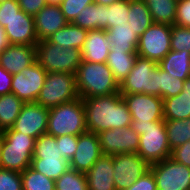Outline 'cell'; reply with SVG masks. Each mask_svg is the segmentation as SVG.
Returning a JSON list of instances; mask_svg holds the SVG:
<instances>
[{"instance_id": "1", "label": "cell", "mask_w": 190, "mask_h": 190, "mask_svg": "<svg viewBox=\"0 0 190 190\" xmlns=\"http://www.w3.org/2000/svg\"><path fill=\"white\" fill-rule=\"evenodd\" d=\"M82 100L86 127L89 132L98 134L108 129L131 126V113L119 92L111 95L82 98Z\"/></svg>"}, {"instance_id": "2", "label": "cell", "mask_w": 190, "mask_h": 190, "mask_svg": "<svg viewBox=\"0 0 190 190\" xmlns=\"http://www.w3.org/2000/svg\"><path fill=\"white\" fill-rule=\"evenodd\" d=\"M75 75L80 98L111 95L119 92V83L115 80L107 63L82 61Z\"/></svg>"}, {"instance_id": "3", "label": "cell", "mask_w": 190, "mask_h": 190, "mask_svg": "<svg viewBox=\"0 0 190 190\" xmlns=\"http://www.w3.org/2000/svg\"><path fill=\"white\" fill-rule=\"evenodd\" d=\"M87 131L82 98L49 108L47 134L54 137L79 136Z\"/></svg>"}, {"instance_id": "4", "label": "cell", "mask_w": 190, "mask_h": 190, "mask_svg": "<svg viewBox=\"0 0 190 190\" xmlns=\"http://www.w3.org/2000/svg\"><path fill=\"white\" fill-rule=\"evenodd\" d=\"M1 135L0 168L20 173L29 168L34 154L36 139L17 132L13 128L2 131Z\"/></svg>"}, {"instance_id": "5", "label": "cell", "mask_w": 190, "mask_h": 190, "mask_svg": "<svg viewBox=\"0 0 190 190\" xmlns=\"http://www.w3.org/2000/svg\"><path fill=\"white\" fill-rule=\"evenodd\" d=\"M119 93L149 94L160 97V67L155 61L137 56L133 69L119 84Z\"/></svg>"}, {"instance_id": "6", "label": "cell", "mask_w": 190, "mask_h": 190, "mask_svg": "<svg viewBox=\"0 0 190 190\" xmlns=\"http://www.w3.org/2000/svg\"><path fill=\"white\" fill-rule=\"evenodd\" d=\"M36 61L50 72H66L76 74L82 62L81 50L50 43L47 40L38 41L36 44Z\"/></svg>"}, {"instance_id": "7", "label": "cell", "mask_w": 190, "mask_h": 190, "mask_svg": "<svg viewBox=\"0 0 190 190\" xmlns=\"http://www.w3.org/2000/svg\"><path fill=\"white\" fill-rule=\"evenodd\" d=\"M131 127L140 136L137 153L149 165L171 156L165 120L153 121L151 125Z\"/></svg>"}, {"instance_id": "8", "label": "cell", "mask_w": 190, "mask_h": 190, "mask_svg": "<svg viewBox=\"0 0 190 190\" xmlns=\"http://www.w3.org/2000/svg\"><path fill=\"white\" fill-rule=\"evenodd\" d=\"M79 97L76 75L66 72L47 73L44 86L36 99L43 107L52 108Z\"/></svg>"}, {"instance_id": "9", "label": "cell", "mask_w": 190, "mask_h": 190, "mask_svg": "<svg viewBox=\"0 0 190 190\" xmlns=\"http://www.w3.org/2000/svg\"><path fill=\"white\" fill-rule=\"evenodd\" d=\"M171 25L153 23L139 37L137 55L159 63L171 51Z\"/></svg>"}, {"instance_id": "10", "label": "cell", "mask_w": 190, "mask_h": 190, "mask_svg": "<svg viewBox=\"0 0 190 190\" xmlns=\"http://www.w3.org/2000/svg\"><path fill=\"white\" fill-rule=\"evenodd\" d=\"M131 113V126L151 125L153 121L164 120L163 99L149 94L122 95Z\"/></svg>"}, {"instance_id": "11", "label": "cell", "mask_w": 190, "mask_h": 190, "mask_svg": "<svg viewBox=\"0 0 190 190\" xmlns=\"http://www.w3.org/2000/svg\"><path fill=\"white\" fill-rule=\"evenodd\" d=\"M157 190H190V168L171 157L150 165Z\"/></svg>"}, {"instance_id": "12", "label": "cell", "mask_w": 190, "mask_h": 190, "mask_svg": "<svg viewBox=\"0 0 190 190\" xmlns=\"http://www.w3.org/2000/svg\"><path fill=\"white\" fill-rule=\"evenodd\" d=\"M46 70L35 61L21 72L12 75L11 93L24 103L36 102L41 88L44 86Z\"/></svg>"}, {"instance_id": "13", "label": "cell", "mask_w": 190, "mask_h": 190, "mask_svg": "<svg viewBox=\"0 0 190 190\" xmlns=\"http://www.w3.org/2000/svg\"><path fill=\"white\" fill-rule=\"evenodd\" d=\"M150 165L138 153L113 155V178L116 190H125L149 170Z\"/></svg>"}, {"instance_id": "14", "label": "cell", "mask_w": 190, "mask_h": 190, "mask_svg": "<svg viewBox=\"0 0 190 190\" xmlns=\"http://www.w3.org/2000/svg\"><path fill=\"white\" fill-rule=\"evenodd\" d=\"M103 155L137 153L140 136L131 126L108 129L97 134Z\"/></svg>"}, {"instance_id": "15", "label": "cell", "mask_w": 190, "mask_h": 190, "mask_svg": "<svg viewBox=\"0 0 190 190\" xmlns=\"http://www.w3.org/2000/svg\"><path fill=\"white\" fill-rule=\"evenodd\" d=\"M48 115L49 108L36 102L24 103L12 128L37 139L42 134L47 133Z\"/></svg>"}, {"instance_id": "16", "label": "cell", "mask_w": 190, "mask_h": 190, "mask_svg": "<svg viewBox=\"0 0 190 190\" xmlns=\"http://www.w3.org/2000/svg\"><path fill=\"white\" fill-rule=\"evenodd\" d=\"M102 155L98 135L84 132L78 136L76 151L69 161L70 168L86 173Z\"/></svg>"}, {"instance_id": "17", "label": "cell", "mask_w": 190, "mask_h": 190, "mask_svg": "<svg viewBox=\"0 0 190 190\" xmlns=\"http://www.w3.org/2000/svg\"><path fill=\"white\" fill-rule=\"evenodd\" d=\"M4 30L9 44L36 45L38 43L34 16L26 14L23 10L6 23Z\"/></svg>"}, {"instance_id": "18", "label": "cell", "mask_w": 190, "mask_h": 190, "mask_svg": "<svg viewBox=\"0 0 190 190\" xmlns=\"http://www.w3.org/2000/svg\"><path fill=\"white\" fill-rule=\"evenodd\" d=\"M36 61V45L10 44L0 51V66L11 75L21 72Z\"/></svg>"}, {"instance_id": "19", "label": "cell", "mask_w": 190, "mask_h": 190, "mask_svg": "<svg viewBox=\"0 0 190 190\" xmlns=\"http://www.w3.org/2000/svg\"><path fill=\"white\" fill-rule=\"evenodd\" d=\"M68 23L60 6L46 5L34 16L35 31L38 41L46 40Z\"/></svg>"}, {"instance_id": "20", "label": "cell", "mask_w": 190, "mask_h": 190, "mask_svg": "<svg viewBox=\"0 0 190 190\" xmlns=\"http://www.w3.org/2000/svg\"><path fill=\"white\" fill-rule=\"evenodd\" d=\"M111 50L106 30H89L81 49L82 61L91 63H106Z\"/></svg>"}, {"instance_id": "21", "label": "cell", "mask_w": 190, "mask_h": 190, "mask_svg": "<svg viewBox=\"0 0 190 190\" xmlns=\"http://www.w3.org/2000/svg\"><path fill=\"white\" fill-rule=\"evenodd\" d=\"M85 174L88 190H116L113 178V156L102 155Z\"/></svg>"}, {"instance_id": "22", "label": "cell", "mask_w": 190, "mask_h": 190, "mask_svg": "<svg viewBox=\"0 0 190 190\" xmlns=\"http://www.w3.org/2000/svg\"><path fill=\"white\" fill-rule=\"evenodd\" d=\"M108 40L111 43V50H127L137 52L139 37L127 23L117 24L106 30Z\"/></svg>"}, {"instance_id": "23", "label": "cell", "mask_w": 190, "mask_h": 190, "mask_svg": "<svg viewBox=\"0 0 190 190\" xmlns=\"http://www.w3.org/2000/svg\"><path fill=\"white\" fill-rule=\"evenodd\" d=\"M71 23L88 31L107 30L106 6L96 3L90 4L82 9Z\"/></svg>"}, {"instance_id": "24", "label": "cell", "mask_w": 190, "mask_h": 190, "mask_svg": "<svg viewBox=\"0 0 190 190\" xmlns=\"http://www.w3.org/2000/svg\"><path fill=\"white\" fill-rule=\"evenodd\" d=\"M158 66L170 75L180 80L190 77V53L171 50L159 63Z\"/></svg>"}, {"instance_id": "25", "label": "cell", "mask_w": 190, "mask_h": 190, "mask_svg": "<svg viewBox=\"0 0 190 190\" xmlns=\"http://www.w3.org/2000/svg\"><path fill=\"white\" fill-rule=\"evenodd\" d=\"M137 52L127 50H110L107 56V66L113 72L115 80L120 84L133 69Z\"/></svg>"}, {"instance_id": "26", "label": "cell", "mask_w": 190, "mask_h": 190, "mask_svg": "<svg viewBox=\"0 0 190 190\" xmlns=\"http://www.w3.org/2000/svg\"><path fill=\"white\" fill-rule=\"evenodd\" d=\"M88 30L83 29L69 22L65 27L61 28L46 40L55 43L62 48L72 47L82 49L87 37Z\"/></svg>"}, {"instance_id": "27", "label": "cell", "mask_w": 190, "mask_h": 190, "mask_svg": "<svg viewBox=\"0 0 190 190\" xmlns=\"http://www.w3.org/2000/svg\"><path fill=\"white\" fill-rule=\"evenodd\" d=\"M23 105L13 93L0 96V132L13 127Z\"/></svg>"}, {"instance_id": "28", "label": "cell", "mask_w": 190, "mask_h": 190, "mask_svg": "<svg viewBox=\"0 0 190 190\" xmlns=\"http://www.w3.org/2000/svg\"><path fill=\"white\" fill-rule=\"evenodd\" d=\"M128 22L138 37L153 24L149 9L144 0H129Z\"/></svg>"}, {"instance_id": "29", "label": "cell", "mask_w": 190, "mask_h": 190, "mask_svg": "<svg viewBox=\"0 0 190 190\" xmlns=\"http://www.w3.org/2000/svg\"><path fill=\"white\" fill-rule=\"evenodd\" d=\"M153 23L174 25L178 0H144Z\"/></svg>"}, {"instance_id": "30", "label": "cell", "mask_w": 190, "mask_h": 190, "mask_svg": "<svg viewBox=\"0 0 190 190\" xmlns=\"http://www.w3.org/2000/svg\"><path fill=\"white\" fill-rule=\"evenodd\" d=\"M30 167L55 181L70 169V163L63 158H32Z\"/></svg>"}, {"instance_id": "31", "label": "cell", "mask_w": 190, "mask_h": 190, "mask_svg": "<svg viewBox=\"0 0 190 190\" xmlns=\"http://www.w3.org/2000/svg\"><path fill=\"white\" fill-rule=\"evenodd\" d=\"M164 120H184L190 118V100L180 92L163 99Z\"/></svg>"}, {"instance_id": "32", "label": "cell", "mask_w": 190, "mask_h": 190, "mask_svg": "<svg viewBox=\"0 0 190 190\" xmlns=\"http://www.w3.org/2000/svg\"><path fill=\"white\" fill-rule=\"evenodd\" d=\"M170 149L190 141V118L184 120H165Z\"/></svg>"}, {"instance_id": "33", "label": "cell", "mask_w": 190, "mask_h": 190, "mask_svg": "<svg viewBox=\"0 0 190 190\" xmlns=\"http://www.w3.org/2000/svg\"><path fill=\"white\" fill-rule=\"evenodd\" d=\"M23 190H56L55 181L31 167L21 172Z\"/></svg>"}, {"instance_id": "34", "label": "cell", "mask_w": 190, "mask_h": 190, "mask_svg": "<svg viewBox=\"0 0 190 190\" xmlns=\"http://www.w3.org/2000/svg\"><path fill=\"white\" fill-rule=\"evenodd\" d=\"M56 190H88L86 174L69 169L55 180Z\"/></svg>"}, {"instance_id": "35", "label": "cell", "mask_w": 190, "mask_h": 190, "mask_svg": "<svg viewBox=\"0 0 190 190\" xmlns=\"http://www.w3.org/2000/svg\"><path fill=\"white\" fill-rule=\"evenodd\" d=\"M33 158H62L56 137L42 134L35 141Z\"/></svg>"}, {"instance_id": "36", "label": "cell", "mask_w": 190, "mask_h": 190, "mask_svg": "<svg viewBox=\"0 0 190 190\" xmlns=\"http://www.w3.org/2000/svg\"><path fill=\"white\" fill-rule=\"evenodd\" d=\"M129 0H119L106 6L107 29L122 23H127Z\"/></svg>"}, {"instance_id": "37", "label": "cell", "mask_w": 190, "mask_h": 190, "mask_svg": "<svg viewBox=\"0 0 190 190\" xmlns=\"http://www.w3.org/2000/svg\"><path fill=\"white\" fill-rule=\"evenodd\" d=\"M185 80H180L160 68V98H170L182 92Z\"/></svg>"}, {"instance_id": "38", "label": "cell", "mask_w": 190, "mask_h": 190, "mask_svg": "<svg viewBox=\"0 0 190 190\" xmlns=\"http://www.w3.org/2000/svg\"><path fill=\"white\" fill-rule=\"evenodd\" d=\"M171 50L190 53V28L171 25Z\"/></svg>"}, {"instance_id": "39", "label": "cell", "mask_w": 190, "mask_h": 190, "mask_svg": "<svg viewBox=\"0 0 190 190\" xmlns=\"http://www.w3.org/2000/svg\"><path fill=\"white\" fill-rule=\"evenodd\" d=\"M0 190H23L21 173L0 168Z\"/></svg>"}, {"instance_id": "40", "label": "cell", "mask_w": 190, "mask_h": 190, "mask_svg": "<svg viewBox=\"0 0 190 190\" xmlns=\"http://www.w3.org/2000/svg\"><path fill=\"white\" fill-rule=\"evenodd\" d=\"M93 3L94 0H63L60 7L65 19L72 22L82 9Z\"/></svg>"}, {"instance_id": "41", "label": "cell", "mask_w": 190, "mask_h": 190, "mask_svg": "<svg viewBox=\"0 0 190 190\" xmlns=\"http://www.w3.org/2000/svg\"><path fill=\"white\" fill-rule=\"evenodd\" d=\"M56 143L59 145L62 158L70 161L78 145V136L65 135L56 137Z\"/></svg>"}, {"instance_id": "42", "label": "cell", "mask_w": 190, "mask_h": 190, "mask_svg": "<svg viewBox=\"0 0 190 190\" xmlns=\"http://www.w3.org/2000/svg\"><path fill=\"white\" fill-rule=\"evenodd\" d=\"M21 10L18 0H4L0 2V25L4 28L6 23Z\"/></svg>"}, {"instance_id": "43", "label": "cell", "mask_w": 190, "mask_h": 190, "mask_svg": "<svg viewBox=\"0 0 190 190\" xmlns=\"http://www.w3.org/2000/svg\"><path fill=\"white\" fill-rule=\"evenodd\" d=\"M174 24L190 28V0H178Z\"/></svg>"}, {"instance_id": "44", "label": "cell", "mask_w": 190, "mask_h": 190, "mask_svg": "<svg viewBox=\"0 0 190 190\" xmlns=\"http://www.w3.org/2000/svg\"><path fill=\"white\" fill-rule=\"evenodd\" d=\"M125 190H157L156 180L149 169Z\"/></svg>"}, {"instance_id": "45", "label": "cell", "mask_w": 190, "mask_h": 190, "mask_svg": "<svg viewBox=\"0 0 190 190\" xmlns=\"http://www.w3.org/2000/svg\"><path fill=\"white\" fill-rule=\"evenodd\" d=\"M177 163L190 168V141L185 142L171 151L170 156Z\"/></svg>"}, {"instance_id": "46", "label": "cell", "mask_w": 190, "mask_h": 190, "mask_svg": "<svg viewBox=\"0 0 190 190\" xmlns=\"http://www.w3.org/2000/svg\"><path fill=\"white\" fill-rule=\"evenodd\" d=\"M21 10L26 14L35 16L46 4V0H18Z\"/></svg>"}, {"instance_id": "47", "label": "cell", "mask_w": 190, "mask_h": 190, "mask_svg": "<svg viewBox=\"0 0 190 190\" xmlns=\"http://www.w3.org/2000/svg\"><path fill=\"white\" fill-rule=\"evenodd\" d=\"M12 75L0 66V96L11 93Z\"/></svg>"}, {"instance_id": "48", "label": "cell", "mask_w": 190, "mask_h": 190, "mask_svg": "<svg viewBox=\"0 0 190 190\" xmlns=\"http://www.w3.org/2000/svg\"><path fill=\"white\" fill-rule=\"evenodd\" d=\"M7 35L4 28L0 25V51L5 50L9 46Z\"/></svg>"}, {"instance_id": "49", "label": "cell", "mask_w": 190, "mask_h": 190, "mask_svg": "<svg viewBox=\"0 0 190 190\" xmlns=\"http://www.w3.org/2000/svg\"><path fill=\"white\" fill-rule=\"evenodd\" d=\"M182 92L190 100V77L185 79Z\"/></svg>"}, {"instance_id": "50", "label": "cell", "mask_w": 190, "mask_h": 190, "mask_svg": "<svg viewBox=\"0 0 190 190\" xmlns=\"http://www.w3.org/2000/svg\"><path fill=\"white\" fill-rule=\"evenodd\" d=\"M119 0H94L96 4L104 5V6H109L111 3H114Z\"/></svg>"}, {"instance_id": "51", "label": "cell", "mask_w": 190, "mask_h": 190, "mask_svg": "<svg viewBox=\"0 0 190 190\" xmlns=\"http://www.w3.org/2000/svg\"><path fill=\"white\" fill-rule=\"evenodd\" d=\"M63 0H46V4L47 5H57L60 6L61 2Z\"/></svg>"}, {"instance_id": "52", "label": "cell", "mask_w": 190, "mask_h": 190, "mask_svg": "<svg viewBox=\"0 0 190 190\" xmlns=\"http://www.w3.org/2000/svg\"><path fill=\"white\" fill-rule=\"evenodd\" d=\"M1 147H2V135H1V132H0V154H1Z\"/></svg>"}]
</instances>
